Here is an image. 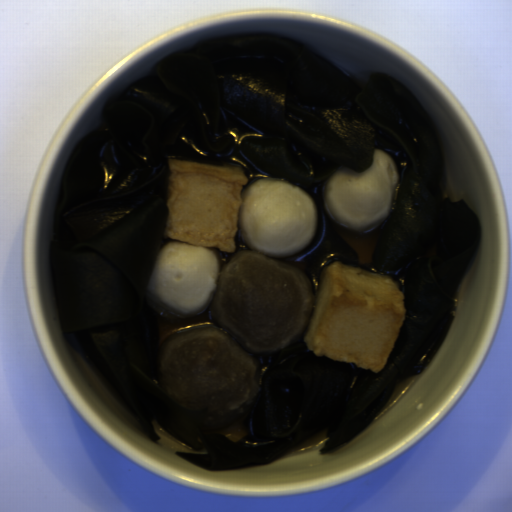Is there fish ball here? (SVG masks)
<instances>
[{
	"instance_id": "obj_1",
	"label": "fish ball",
	"mask_w": 512,
	"mask_h": 512,
	"mask_svg": "<svg viewBox=\"0 0 512 512\" xmlns=\"http://www.w3.org/2000/svg\"><path fill=\"white\" fill-rule=\"evenodd\" d=\"M159 248L146 278L153 305L171 317L211 311L223 266L220 253L250 251L275 259L303 252L316 236L313 197L274 178L249 179L235 164L169 157Z\"/></svg>"
},
{
	"instance_id": "obj_3",
	"label": "fish ball",
	"mask_w": 512,
	"mask_h": 512,
	"mask_svg": "<svg viewBox=\"0 0 512 512\" xmlns=\"http://www.w3.org/2000/svg\"><path fill=\"white\" fill-rule=\"evenodd\" d=\"M400 174L390 155L373 150L372 163L363 171L337 168L323 184L322 202L328 217L357 233L378 228L391 212Z\"/></svg>"
},
{
	"instance_id": "obj_2",
	"label": "fish ball",
	"mask_w": 512,
	"mask_h": 512,
	"mask_svg": "<svg viewBox=\"0 0 512 512\" xmlns=\"http://www.w3.org/2000/svg\"><path fill=\"white\" fill-rule=\"evenodd\" d=\"M404 293L386 275L336 261L320 274L304 329L308 351L379 373L405 319Z\"/></svg>"
}]
</instances>
